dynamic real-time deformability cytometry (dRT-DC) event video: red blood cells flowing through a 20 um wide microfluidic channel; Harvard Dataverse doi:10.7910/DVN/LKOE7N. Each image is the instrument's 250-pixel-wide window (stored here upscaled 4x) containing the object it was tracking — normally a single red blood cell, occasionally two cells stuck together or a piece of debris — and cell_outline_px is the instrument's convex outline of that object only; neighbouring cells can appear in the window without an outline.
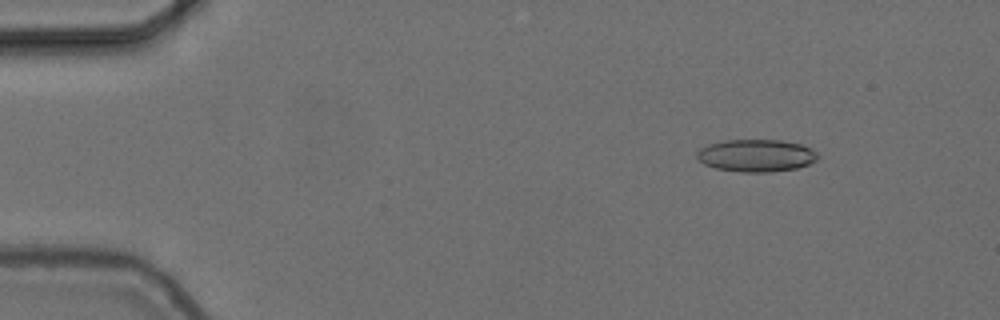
{"species": "common noctule bat (a hibernating species)", "species_latin": "Nyctalus noctula", "temperature_condition": "cold", "stored_images_in_passage": 55, "camera_frame_rate_fps": 3000, "um_per_image_px": 0.085, "animal": {"sex": "female", "body_mass_g": 24.6, "forearm_length_mm": 56.2}, "frame": {"image": 1, "passage_image": 7, "time_ms": 2.0, "image_size_px": [1000, 320], "cell_outline_px": [[820, 156], [816, 160], [808, 164], [796, 168], [768, 172], [740, 172], [716, 168], [704, 164], [696, 156], [696, 152], [700, 148], [708, 144], [724, 140], [780, 140], [800, 144], [816, 152]], "centroid_in_image_um": [64.25, 13.22], "position_along_channel_um": 20.8, "area_um2": 22.72}}
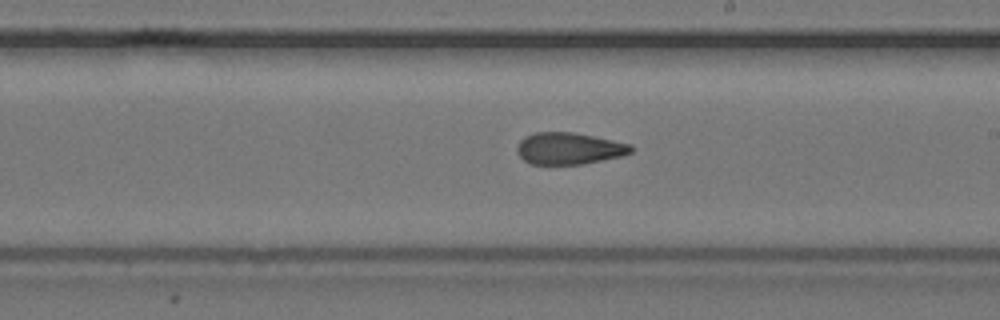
{"frame": {"image": 2, "passage_image": 32, "time_ms": 10.333, "image_size_px": [1000, 320], "cell_outline_px": [[636, 148], [632, 152], [624, 156], [580, 164], [532, 164], [524, 160], [516, 152], [516, 148], [520, 140], [524, 136], [536, 132], [572, 132], [632, 144]], "centroid_in_image_um": [48.39, 12.62], "position_along_channel_um": 240.6, "area_um2": 21.21}}
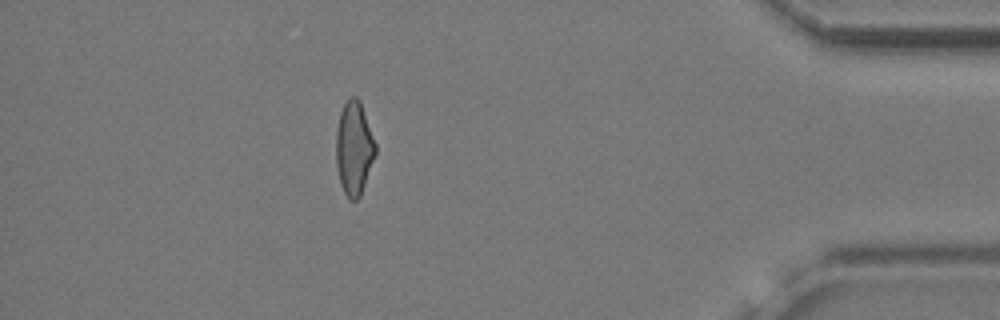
{"frame": {"image": 3, "passage_image": 49, "time_ms": 16.0, "image_size_px": [1000, 320], "cell_outline_px": [[376, 152], [360, 196], [356, 200], [348, 200], [340, 184], [336, 168], [336, 132], [340, 112], [344, 104], [352, 96], [356, 96], [360, 100], [376, 144]], "centroid_in_image_um": [30.08, 12.61], "position_along_channel_um": 405.1, "area_um2": 21.44}, "authors_computed_cell_mechanics": {"area_um2": 22.253, "velocity_mm_per_s": 3.7325, "shape_relaxation_time_tau1_ms": null, "shape_relaxation_time_tau2_ms": 2.3884, "deformation_change_tau1": null, "deformation_change_tau2": 0.1071}}